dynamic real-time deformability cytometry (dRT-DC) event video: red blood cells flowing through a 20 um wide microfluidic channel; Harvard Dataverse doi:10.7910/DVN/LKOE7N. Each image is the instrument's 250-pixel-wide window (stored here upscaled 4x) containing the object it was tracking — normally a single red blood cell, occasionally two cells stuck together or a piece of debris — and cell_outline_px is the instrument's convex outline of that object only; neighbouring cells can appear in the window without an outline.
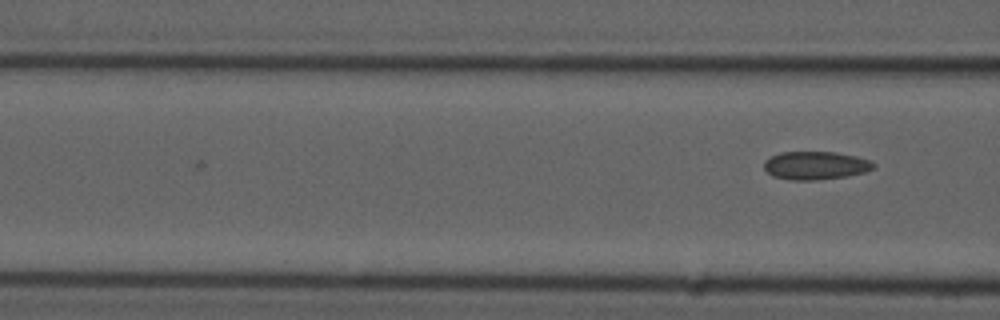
{"species": "common noctule bat (a hibernating species)", "species_latin": "Nyctalus noctula", "temperature_condition": "cold", "stored_images_in_passage": 6, "camera_frame_rate_fps": 3000, "um_per_image_px": 0.085, "animal": {"sex": "male", "forearm_length_mm": 52.5}, "frame": {"image": 1, "passage_image": 6, "time_ms": 6.667, "image_size_px": [1000, 320], "cell_outline_px": [[876, 168], [864, 172], [848, 176], [816, 180], [792, 180], [772, 176], [764, 168], [764, 160], [780, 152], [836, 152], [856, 156], [872, 160], [876, 164]], "centroid_in_image_um": [69.36, 14.06], "position_along_channel_um": 97.2, "area_um2": 18.15}}